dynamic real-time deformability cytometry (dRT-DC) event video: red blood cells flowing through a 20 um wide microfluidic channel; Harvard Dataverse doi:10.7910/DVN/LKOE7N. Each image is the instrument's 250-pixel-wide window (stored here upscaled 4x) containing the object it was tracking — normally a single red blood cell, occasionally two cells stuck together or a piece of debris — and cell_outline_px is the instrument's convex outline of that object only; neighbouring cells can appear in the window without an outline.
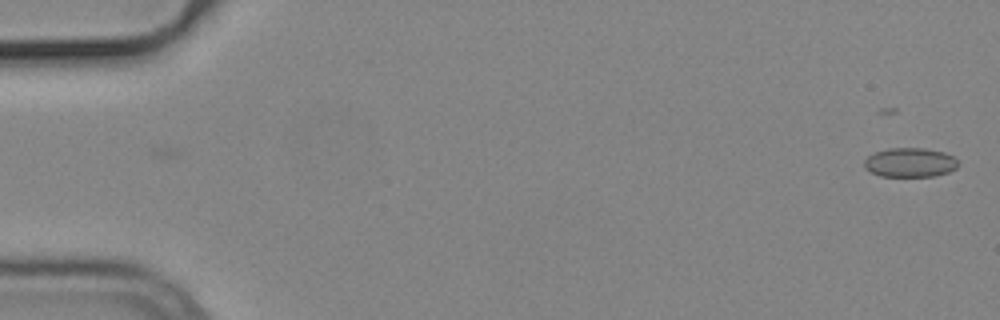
{"species": "common noctule bat (a hibernating species)", "species_latin": "Nyctalus noctula", "temperature_condition": "cold", "stored_images_in_passage": 21, "camera_frame_rate_fps": 3000, "um_per_image_px": 0.085, "animal": {"sex": "male", "body_mass_g": 19.2, "forearm_length_mm": 51.8}, "frame": {"image": 1, "passage_image": 1, "time_ms": 0.0, "image_size_px": [1000, 320], "cell_outline_px": [[960, 164], [956, 168], [948, 172], [936, 176], [880, 176], [864, 168], [864, 160], [872, 152], [888, 148], [924, 148], [944, 152], [952, 156]], "centroid_in_image_um": [77.33, 13.8], "position_along_channel_um": 7.7, "area_um2": 16.13}}
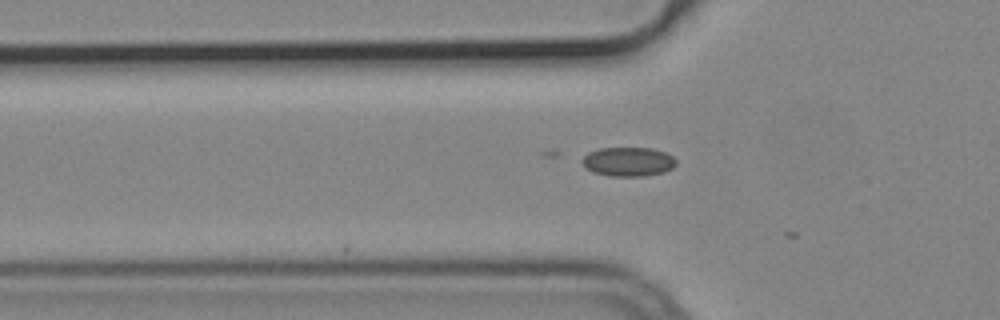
{"frame": {"image": 2, "passage_image": 18, "time_ms": 5.667, "image_size_px": [1000, 320], "cell_outline_px": [[676, 164], [672, 168], [660, 172], [640, 176], [612, 176], [592, 172], [580, 160], [588, 152], [600, 148], [652, 148], [664, 152], [672, 156], [676, 160]], "centroid_in_image_um": [53.38, 13.73], "position_along_channel_um": 72.4, "area_um2": 15.72}}